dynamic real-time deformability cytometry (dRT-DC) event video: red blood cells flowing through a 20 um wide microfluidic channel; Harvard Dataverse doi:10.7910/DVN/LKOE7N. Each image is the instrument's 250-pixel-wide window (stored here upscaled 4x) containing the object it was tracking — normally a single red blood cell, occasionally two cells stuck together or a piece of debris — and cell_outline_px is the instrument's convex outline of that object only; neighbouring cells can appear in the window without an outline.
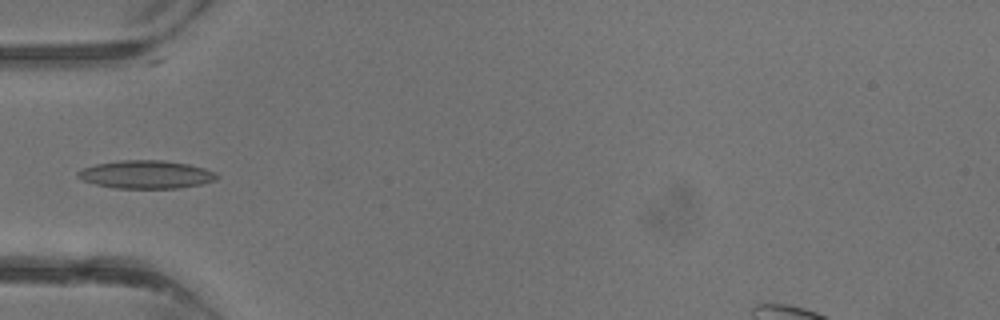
{"species": "common noctule bat (a hibernating species)", "species_latin": "Nyctalus noctula", "temperature_condition": "warm", "stored_images_in_passage": 4, "camera_frame_rate_fps": 3000, "um_per_image_px": 0.085, "animal": {"sex": "male", "body_mass_g": 13.3}, "frame": {"image": 1, "passage_image": 4, "time_ms": 3.667, "image_size_px": [1000, 320], "cell_outline_px": [[220, 176], [216, 180], [200, 184], [180, 188], [116, 188], [96, 184], [84, 180], [76, 176], [76, 172], [84, 168], [96, 164], [120, 160], [164, 160], [188, 164], [204, 168], [216, 172]], "centroid_in_image_um": [12.45, 14.83], "position_along_channel_um": 72.6, "area_um2": 22.72}}